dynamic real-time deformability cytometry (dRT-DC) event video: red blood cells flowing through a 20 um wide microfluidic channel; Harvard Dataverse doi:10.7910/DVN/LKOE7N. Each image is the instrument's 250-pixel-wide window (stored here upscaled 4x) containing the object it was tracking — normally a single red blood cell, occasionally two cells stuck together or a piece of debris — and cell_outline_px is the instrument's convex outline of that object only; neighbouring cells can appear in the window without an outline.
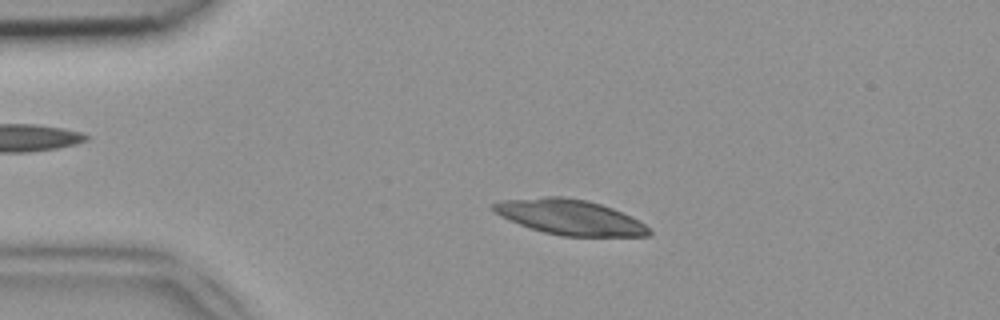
{"species": "common noctule bat (a hibernating species)", "species_latin": "Nyctalus noctula", "temperature_condition": "room temperature", "stored_images_in_passage": 48, "camera_frame_rate_fps": 3000, "um_per_image_px": 0.085, "animal": {"sex": "female", "body_mass_g": 18.4}, "frame": {"image": 1, "passage_image": 10, "time_ms": 3.0, "image_size_px": [1000, 320], "cell_outline_px": [[652, 236], [560, 236], [544, 232], [508, 220], [500, 216], [488, 204], [500, 200], [544, 196], [560, 196], [588, 200], [612, 208], [644, 224], [652, 232]], "centroid_in_image_um": [48.38, 18.45], "position_along_channel_um": 36.6, "area_um2": 31.85}}